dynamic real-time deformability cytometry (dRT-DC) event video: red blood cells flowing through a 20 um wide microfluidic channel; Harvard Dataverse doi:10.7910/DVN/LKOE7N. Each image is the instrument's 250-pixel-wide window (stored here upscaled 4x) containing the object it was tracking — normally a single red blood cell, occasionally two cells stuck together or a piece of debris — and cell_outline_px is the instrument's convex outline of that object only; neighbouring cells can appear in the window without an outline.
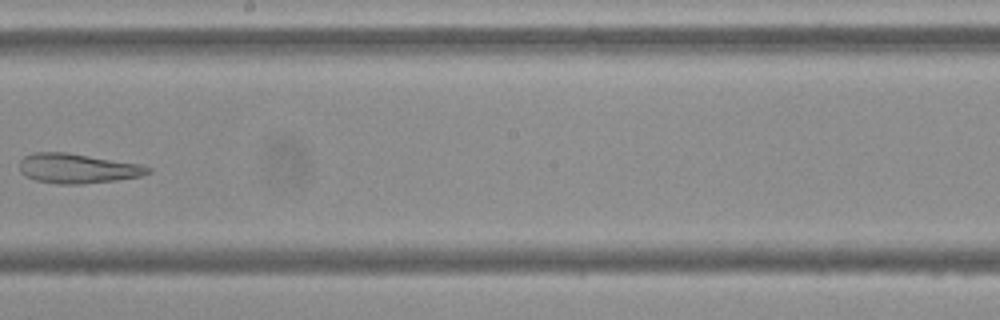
{"species": "Egyptian fruit bat (a non-hibernating species)", "species_latin": "Rousettus aegyptiacus", "temperature_condition": "cold", "stored_images_in_passage": 9, "camera_frame_rate_fps": 3000, "um_per_image_px": 0.085, "frame": {"image": 1, "passage_image": 8, "time_ms": 9.333, "image_size_px": [1000, 320], "cell_outline_px": [[152, 172], [140, 176], [116, 180], [80, 184], [56, 184], [36, 180], [24, 176], [20, 172], [20, 160], [24, 156], [32, 152], [64, 152], [140, 164], [152, 168]], "centroid_in_image_um": [6.56, 14.32], "position_along_channel_um": 241.6, "area_um2": 22.2}}
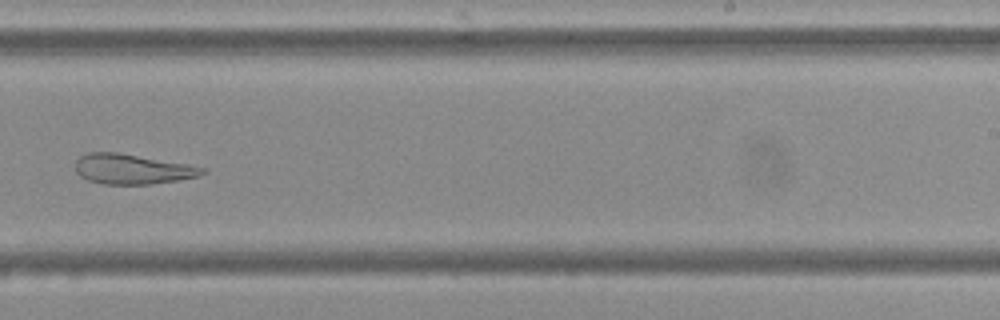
{"frame": {"image": 2, "passage_image": 9, "time_ms": 10.333, "image_size_px": [1000, 320], "cell_outline_px": [[204, 172], [200, 176], [152, 184], [104, 184], [88, 180], [80, 176], [76, 172], [76, 160], [80, 156], [88, 152], [116, 152], [188, 164], [204, 168]], "centroid_in_image_um": [11.21, 14.37], "position_along_channel_um": 277.8, "area_um2": 22.02}}